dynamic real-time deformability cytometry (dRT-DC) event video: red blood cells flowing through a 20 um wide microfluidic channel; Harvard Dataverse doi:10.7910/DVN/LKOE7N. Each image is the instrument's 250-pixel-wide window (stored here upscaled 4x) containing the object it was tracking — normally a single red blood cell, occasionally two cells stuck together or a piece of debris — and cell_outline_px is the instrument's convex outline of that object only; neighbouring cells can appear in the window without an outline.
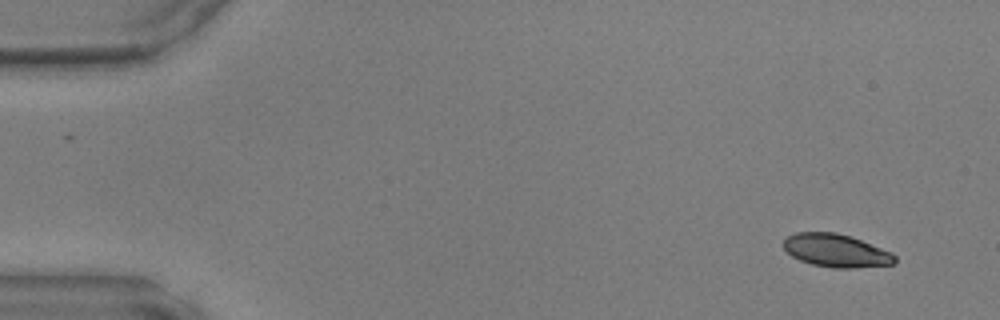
{"species": "common noctule bat (a hibernating species)", "species_latin": "Nyctalus noctula", "temperature_condition": "warm", "stored_images_in_passage": 45, "camera_frame_rate_fps": 3000, "um_per_image_px": 0.085, "animal": {"sex": "male", "body_mass_g": 17.9, "forearm_length_mm": 54.2}, "frame": {"image": 1, "passage_image": 1, "time_ms": 0.0, "image_size_px": [1000, 320], "cell_outline_px": [[896, 260], [892, 264], [856, 268], [832, 268], [812, 264], [800, 260], [792, 256], [784, 248], [784, 240], [788, 236], [796, 232], [836, 232], [852, 236], [892, 252], [896, 256]], "centroid_in_image_um": [71.09, 21.29], "position_along_channel_um": 13.9, "area_um2": 21.5}}
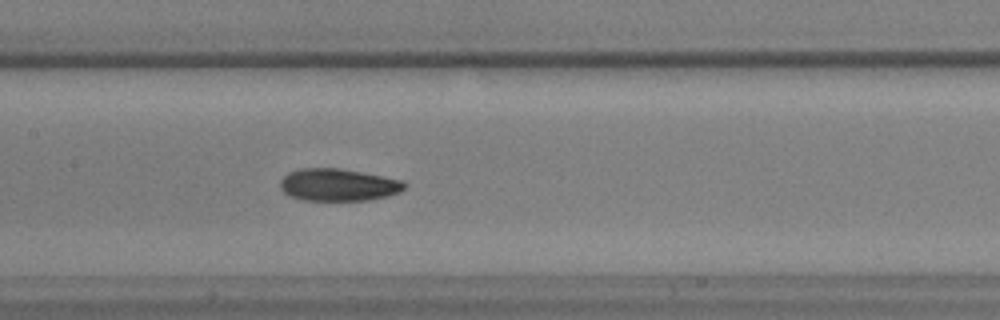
{"frame": {"image": 2, "passage_image": 21, "time_ms": 6.667, "image_size_px": [1000, 320], "cell_outline_px": [[408, 184], [400, 192], [388, 196], [368, 200], [304, 200], [288, 196], [280, 188], [280, 180], [288, 172], [300, 168], [340, 168], [400, 180]], "centroid_in_image_um": [28.71, 15.71], "position_along_channel_um": 178.7, "area_um2": 23.35}}
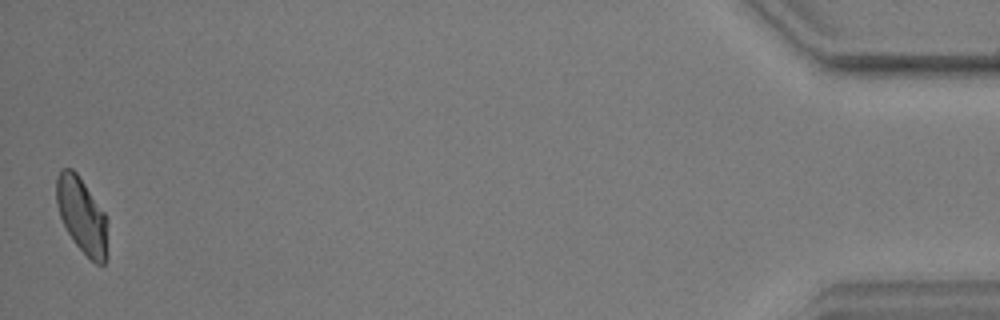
{"frame": {"image": 3, "passage_image": 45, "time_ms": 14.667, "image_size_px": [1000, 320], "cell_outline_px": [[108, 256], [104, 264], [96, 264], [72, 240], [60, 216], [56, 204], [56, 176], [64, 168], [72, 168], [76, 172], [104, 212]], "centroid_in_image_um": [6.94, 18.31], "position_along_channel_um": 428.3, "area_um2": 22.14}}